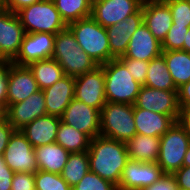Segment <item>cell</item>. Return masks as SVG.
<instances>
[{
	"instance_id": "9a60e30c",
	"label": "cell",
	"mask_w": 190,
	"mask_h": 190,
	"mask_svg": "<svg viewBox=\"0 0 190 190\" xmlns=\"http://www.w3.org/2000/svg\"><path fill=\"white\" fill-rule=\"evenodd\" d=\"M55 34L25 33L18 55L13 64L28 66L30 63L52 58Z\"/></svg>"
},
{
	"instance_id": "ba28073f",
	"label": "cell",
	"mask_w": 190,
	"mask_h": 190,
	"mask_svg": "<svg viewBox=\"0 0 190 190\" xmlns=\"http://www.w3.org/2000/svg\"><path fill=\"white\" fill-rule=\"evenodd\" d=\"M3 156L13 172L35 173L38 170L34 147L21 130H15L10 136Z\"/></svg>"
},
{
	"instance_id": "52a82bcc",
	"label": "cell",
	"mask_w": 190,
	"mask_h": 190,
	"mask_svg": "<svg viewBox=\"0 0 190 190\" xmlns=\"http://www.w3.org/2000/svg\"><path fill=\"white\" fill-rule=\"evenodd\" d=\"M190 144V136L185 127L176 121L160 137L159 157L157 164L165 174H173L183 166L184 156Z\"/></svg>"
},
{
	"instance_id": "30bf717a",
	"label": "cell",
	"mask_w": 190,
	"mask_h": 190,
	"mask_svg": "<svg viewBox=\"0 0 190 190\" xmlns=\"http://www.w3.org/2000/svg\"><path fill=\"white\" fill-rule=\"evenodd\" d=\"M157 162H139L129 159L123 169L117 190H142L164 176Z\"/></svg>"
},
{
	"instance_id": "f1b7e54d",
	"label": "cell",
	"mask_w": 190,
	"mask_h": 190,
	"mask_svg": "<svg viewBox=\"0 0 190 190\" xmlns=\"http://www.w3.org/2000/svg\"><path fill=\"white\" fill-rule=\"evenodd\" d=\"M28 67L32 71L40 90L52 86L64 76L62 67L53 58L32 62Z\"/></svg>"
},
{
	"instance_id": "484cf974",
	"label": "cell",
	"mask_w": 190,
	"mask_h": 190,
	"mask_svg": "<svg viewBox=\"0 0 190 190\" xmlns=\"http://www.w3.org/2000/svg\"><path fill=\"white\" fill-rule=\"evenodd\" d=\"M162 55L178 89L190 81V52L184 50H162Z\"/></svg>"
},
{
	"instance_id": "9c48e42d",
	"label": "cell",
	"mask_w": 190,
	"mask_h": 190,
	"mask_svg": "<svg viewBox=\"0 0 190 190\" xmlns=\"http://www.w3.org/2000/svg\"><path fill=\"white\" fill-rule=\"evenodd\" d=\"M134 105L137 108L172 116L176 121L180 119L178 90H161L142 85Z\"/></svg>"
},
{
	"instance_id": "7a4b0ae2",
	"label": "cell",
	"mask_w": 190,
	"mask_h": 190,
	"mask_svg": "<svg viewBox=\"0 0 190 190\" xmlns=\"http://www.w3.org/2000/svg\"><path fill=\"white\" fill-rule=\"evenodd\" d=\"M52 58L62 67L64 75L72 77L90 72L98 66V64L82 50L68 27L55 34Z\"/></svg>"
},
{
	"instance_id": "277c9868",
	"label": "cell",
	"mask_w": 190,
	"mask_h": 190,
	"mask_svg": "<svg viewBox=\"0 0 190 190\" xmlns=\"http://www.w3.org/2000/svg\"><path fill=\"white\" fill-rule=\"evenodd\" d=\"M76 38L79 46L98 66L110 61V46L106 28L91 16L71 22L67 26Z\"/></svg>"
},
{
	"instance_id": "e0dca14e",
	"label": "cell",
	"mask_w": 190,
	"mask_h": 190,
	"mask_svg": "<svg viewBox=\"0 0 190 190\" xmlns=\"http://www.w3.org/2000/svg\"><path fill=\"white\" fill-rule=\"evenodd\" d=\"M143 23L142 7L129 15L126 19L114 25L106 27L109 46L110 60L123 56L133 33Z\"/></svg>"
},
{
	"instance_id": "d6a6232c",
	"label": "cell",
	"mask_w": 190,
	"mask_h": 190,
	"mask_svg": "<svg viewBox=\"0 0 190 190\" xmlns=\"http://www.w3.org/2000/svg\"><path fill=\"white\" fill-rule=\"evenodd\" d=\"M71 190H117V186L89 170Z\"/></svg>"
},
{
	"instance_id": "8d00e7d4",
	"label": "cell",
	"mask_w": 190,
	"mask_h": 190,
	"mask_svg": "<svg viewBox=\"0 0 190 190\" xmlns=\"http://www.w3.org/2000/svg\"><path fill=\"white\" fill-rule=\"evenodd\" d=\"M35 181L34 173H25V172H15L11 190H34Z\"/></svg>"
},
{
	"instance_id": "7dc6e473",
	"label": "cell",
	"mask_w": 190,
	"mask_h": 190,
	"mask_svg": "<svg viewBox=\"0 0 190 190\" xmlns=\"http://www.w3.org/2000/svg\"><path fill=\"white\" fill-rule=\"evenodd\" d=\"M183 166H190V144L188 150L184 156Z\"/></svg>"
},
{
	"instance_id": "4dcf8cb0",
	"label": "cell",
	"mask_w": 190,
	"mask_h": 190,
	"mask_svg": "<svg viewBox=\"0 0 190 190\" xmlns=\"http://www.w3.org/2000/svg\"><path fill=\"white\" fill-rule=\"evenodd\" d=\"M62 19L68 25L71 22L91 16L93 0H53Z\"/></svg>"
},
{
	"instance_id": "681fc988",
	"label": "cell",
	"mask_w": 190,
	"mask_h": 190,
	"mask_svg": "<svg viewBox=\"0 0 190 190\" xmlns=\"http://www.w3.org/2000/svg\"><path fill=\"white\" fill-rule=\"evenodd\" d=\"M4 117V110L0 107V120Z\"/></svg>"
},
{
	"instance_id": "83f0119b",
	"label": "cell",
	"mask_w": 190,
	"mask_h": 190,
	"mask_svg": "<svg viewBox=\"0 0 190 190\" xmlns=\"http://www.w3.org/2000/svg\"><path fill=\"white\" fill-rule=\"evenodd\" d=\"M144 86L161 90H178L172 80L162 54L149 61Z\"/></svg>"
},
{
	"instance_id": "7bdbcfd3",
	"label": "cell",
	"mask_w": 190,
	"mask_h": 190,
	"mask_svg": "<svg viewBox=\"0 0 190 190\" xmlns=\"http://www.w3.org/2000/svg\"><path fill=\"white\" fill-rule=\"evenodd\" d=\"M40 0H3L1 8L16 13L20 9L32 5Z\"/></svg>"
},
{
	"instance_id": "f35d334b",
	"label": "cell",
	"mask_w": 190,
	"mask_h": 190,
	"mask_svg": "<svg viewBox=\"0 0 190 190\" xmlns=\"http://www.w3.org/2000/svg\"><path fill=\"white\" fill-rule=\"evenodd\" d=\"M13 172L5 163L3 155H0V190H11Z\"/></svg>"
},
{
	"instance_id": "cb8c5ba5",
	"label": "cell",
	"mask_w": 190,
	"mask_h": 190,
	"mask_svg": "<svg viewBox=\"0 0 190 190\" xmlns=\"http://www.w3.org/2000/svg\"><path fill=\"white\" fill-rule=\"evenodd\" d=\"M37 169L61 174L70 153L56 142L34 148Z\"/></svg>"
},
{
	"instance_id": "ee69618b",
	"label": "cell",
	"mask_w": 190,
	"mask_h": 190,
	"mask_svg": "<svg viewBox=\"0 0 190 190\" xmlns=\"http://www.w3.org/2000/svg\"><path fill=\"white\" fill-rule=\"evenodd\" d=\"M178 102L181 110L190 108V81L178 88Z\"/></svg>"
},
{
	"instance_id": "60d3db41",
	"label": "cell",
	"mask_w": 190,
	"mask_h": 190,
	"mask_svg": "<svg viewBox=\"0 0 190 190\" xmlns=\"http://www.w3.org/2000/svg\"><path fill=\"white\" fill-rule=\"evenodd\" d=\"M14 131H15V129L3 117L0 120V155L4 154V151L9 142L10 136L13 134Z\"/></svg>"
},
{
	"instance_id": "ab89813d",
	"label": "cell",
	"mask_w": 190,
	"mask_h": 190,
	"mask_svg": "<svg viewBox=\"0 0 190 190\" xmlns=\"http://www.w3.org/2000/svg\"><path fill=\"white\" fill-rule=\"evenodd\" d=\"M142 190H178V187L172 174H164L157 182Z\"/></svg>"
},
{
	"instance_id": "5b68a950",
	"label": "cell",
	"mask_w": 190,
	"mask_h": 190,
	"mask_svg": "<svg viewBox=\"0 0 190 190\" xmlns=\"http://www.w3.org/2000/svg\"><path fill=\"white\" fill-rule=\"evenodd\" d=\"M25 33L57 34L67 28L53 0H40L16 12Z\"/></svg>"
},
{
	"instance_id": "d6986e66",
	"label": "cell",
	"mask_w": 190,
	"mask_h": 190,
	"mask_svg": "<svg viewBox=\"0 0 190 190\" xmlns=\"http://www.w3.org/2000/svg\"><path fill=\"white\" fill-rule=\"evenodd\" d=\"M162 54L161 42H159L142 23L133 33L128 43L125 54L119 58H132L141 61H150Z\"/></svg>"
},
{
	"instance_id": "1f68e13d",
	"label": "cell",
	"mask_w": 190,
	"mask_h": 190,
	"mask_svg": "<svg viewBox=\"0 0 190 190\" xmlns=\"http://www.w3.org/2000/svg\"><path fill=\"white\" fill-rule=\"evenodd\" d=\"M35 189L37 190H71L61 174L37 170L34 173Z\"/></svg>"
},
{
	"instance_id": "bcb514c9",
	"label": "cell",
	"mask_w": 190,
	"mask_h": 190,
	"mask_svg": "<svg viewBox=\"0 0 190 190\" xmlns=\"http://www.w3.org/2000/svg\"><path fill=\"white\" fill-rule=\"evenodd\" d=\"M183 50L186 52H190V27H189V30L187 31L186 37L184 39Z\"/></svg>"
},
{
	"instance_id": "4fadbf2b",
	"label": "cell",
	"mask_w": 190,
	"mask_h": 190,
	"mask_svg": "<svg viewBox=\"0 0 190 190\" xmlns=\"http://www.w3.org/2000/svg\"><path fill=\"white\" fill-rule=\"evenodd\" d=\"M142 4V0H93L91 17L106 28L136 13Z\"/></svg>"
},
{
	"instance_id": "74e56055",
	"label": "cell",
	"mask_w": 190,
	"mask_h": 190,
	"mask_svg": "<svg viewBox=\"0 0 190 190\" xmlns=\"http://www.w3.org/2000/svg\"><path fill=\"white\" fill-rule=\"evenodd\" d=\"M10 73V61L0 63V107H7L8 76Z\"/></svg>"
},
{
	"instance_id": "f546056e",
	"label": "cell",
	"mask_w": 190,
	"mask_h": 190,
	"mask_svg": "<svg viewBox=\"0 0 190 190\" xmlns=\"http://www.w3.org/2000/svg\"><path fill=\"white\" fill-rule=\"evenodd\" d=\"M90 170L88 151L80 153H70L61 173L62 178L72 188Z\"/></svg>"
},
{
	"instance_id": "8fae6325",
	"label": "cell",
	"mask_w": 190,
	"mask_h": 190,
	"mask_svg": "<svg viewBox=\"0 0 190 190\" xmlns=\"http://www.w3.org/2000/svg\"><path fill=\"white\" fill-rule=\"evenodd\" d=\"M74 98L101 111L107 102L105 75L101 66H97L94 70L75 77Z\"/></svg>"
},
{
	"instance_id": "f6af8a7d",
	"label": "cell",
	"mask_w": 190,
	"mask_h": 190,
	"mask_svg": "<svg viewBox=\"0 0 190 190\" xmlns=\"http://www.w3.org/2000/svg\"><path fill=\"white\" fill-rule=\"evenodd\" d=\"M179 122L185 127L190 136V108H184L181 110Z\"/></svg>"
},
{
	"instance_id": "6da1fadb",
	"label": "cell",
	"mask_w": 190,
	"mask_h": 190,
	"mask_svg": "<svg viewBox=\"0 0 190 190\" xmlns=\"http://www.w3.org/2000/svg\"><path fill=\"white\" fill-rule=\"evenodd\" d=\"M90 171L118 186L129 154L126 143L104 136H96L88 149Z\"/></svg>"
},
{
	"instance_id": "3957f363",
	"label": "cell",
	"mask_w": 190,
	"mask_h": 190,
	"mask_svg": "<svg viewBox=\"0 0 190 190\" xmlns=\"http://www.w3.org/2000/svg\"><path fill=\"white\" fill-rule=\"evenodd\" d=\"M100 66L105 75L106 101L134 105L142 85L134 80L125 64L114 58Z\"/></svg>"
},
{
	"instance_id": "2e32d148",
	"label": "cell",
	"mask_w": 190,
	"mask_h": 190,
	"mask_svg": "<svg viewBox=\"0 0 190 190\" xmlns=\"http://www.w3.org/2000/svg\"><path fill=\"white\" fill-rule=\"evenodd\" d=\"M44 99L43 91H36L24 101L7 106L4 118L15 130H21L26 124L47 114Z\"/></svg>"
},
{
	"instance_id": "8992f818",
	"label": "cell",
	"mask_w": 190,
	"mask_h": 190,
	"mask_svg": "<svg viewBox=\"0 0 190 190\" xmlns=\"http://www.w3.org/2000/svg\"><path fill=\"white\" fill-rule=\"evenodd\" d=\"M100 135L127 142L137 134L134 105L106 102L100 111Z\"/></svg>"
},
{
	"instance_id": "44dd1931",
	"label": "cell",
	"mask_w": 190,
	"mask_h": 190,
	"mask_svg": "<svg viewBox=\"0 0 190 190\" xmlns=\"http://www.w3.org/2000/svg\"><path fill=\"white\" fill-rule=\"evenodd\" d=\"M142 13L143 23L152 35L162 43L173 24L172 13L168 4L166 2L143 3Z\"/></svg>"
},
{
	"instance_id": "603a6c76",
	"label": "cell",
	"mask_w": 190,
	"mask_h": 190,
	"mask_svg": "<svg viewBox=\"0 0 190 190\" xmlns=\"http://www.w3.org/2000/svg\"><path fill=\"white\" fill-rule=\"evenodd\" d=\"M134 122L137 134L162 137L176 120L172 116L137 108L134 105Z\"/></svg>"
},
{
	"instance_id": "ac0fdd59",
	"label": "cell",
	"mask_w": 190,
	"mask_h": 190,
	"mask_svg": "<svg viewBox=\"0 0 190 190\" xmlns=\"http://www.w3.org/2000/svg\"><path fill=\"white\" fill-rule=\"evenodd\" d=\"M39 90L38 83L29 67L16 65L10 61L7 106L24 101Z\"/></svg>"
},
{
	"instance_id": "836d02e7",
	"label": "cell",
	"mask_w": 190,
	"mask_h": 190,
	"mask_svg": "<svg viewBox=\"0 0 190 190\" xmlns=\"http://www.w3.org/2000/svg\"><path fill=\"white\" fill-rule=\"evenodd\" d=\"M190 26L172 24L161 43L162 50H183V43Z\"/></svg>"
},
{
	"instance_id": "b9f144b4",
	"label": "cell",
	"mask_w": 190,
	"mask_h": 190,
	"mask_svg": "<svg viewBox=\"0 0 190 190\" xmlns=\"http://www.w3.org/2000/svg\"><path fill=\"white\" fill-rule=\"evenodd\" d=\"M172 175L176 180V185L178 189L190 190V166H182Z\"/></svg>"
},
{
	"instance_id": "7402d4cb",
	"label": "cell",
	"mask_w": 190,
	"mask_h": 190,
	"mask_svg": "<svg viewBox=\"0 0 190 190\" xmlns=\"http://www.w3.org/2000/svg\"><path fill=\"white\" fill-rule=\"evenodd\" d=\"M61 118L46 114L26 124L21 132L31 145L35 147L52 144L56 141V134Z\"/></svg>"
},
{
	"instance_id": "4316f807",
	"label": "cell",
	"mask_w": 190,
	"mask_h": 190,
	"mask_svg": "<svg viewBox=\"0 0 190 190\" xmlns=\"http://www.w3.org/2000/svg\"><path fill=\"white\" fill-rule=\"evenodd\" d=\"M90 141L91 138L88 135L60 121L55 142L66 149L69 153L88 151Z\"/></svg>"
},
{
	"instance_id": "d590c367",
	"label": "cell",
	"mask_w": 190,
	"mask_h": 190,
	"mask_svg": "<svg viewBox=\"0 0 190 190\" xmlns=\"http://www.w3.org/2000/svg\"><path fill=\"white\" fill-rule=\"evenodd\" d=\"M127 67L134 80L139 82L141 85L145 84L147 77V69L149 61H141L139 59L132 58H119Z\"/></svg>"
},
{
	"instance_id": "c3c4849f",
	"label": "cell",
	"mask_w": 190,
	"mask_h": 190,
	"mask_svg": "<svg viewBox=\"0 0 190 190\" xmlns=\"http://www.w3.org/2000/svg\"><path fill=\"white\" fill-rule=\"evenodd\" d=\"M168 0H142V3H159V2H167Z\"/></svg>"
},
{
	"instance_id": "5bb4252c",
	"label": "cell",
	"mask_w": 190,
	"mask_h": 190,
	"mask_svg": "<svg viewBox=\"0 0 190 190\" xmlns=\"http://www.w3.org/2000/svg\"><path fill=\"white\" fill-rule=\"evenodd\" d=\"M100 116V110L74 98L66 107L61 121L93 139L100 135Z\"/></svg>"
},
{
	"instance_id": "ffe728a7",
	"label": "cell",
	"mask_w": 190,
	"mask_h": 190,
	"mask_svg": "<svg viewBox=\"0 0 190 190\" xmlns=\"http://www.w3.org/2000/svg\"><path fill=\"white\" fill-rule=\"evenodd\" d=\"M75 77L64 75L52 86L45 88L46 112L49 115L62 117L66 107L74 99Z\"/></svg>"
},
{
	"instance_id": "7c38bea8",
	"label": "cell",
	"mask_w": 190,
	"mask_h": 190,
	"mask_svg": "<svg viewBox=\"0 0 190 190\" xmlns=\"http://www.w3.org/2000/svg\"><path fill=\"white\" fill-rule=\"evenodd\" d=\"M24 28L17 14L0 7V59L13 61L19 53Z\"/></svg>"
},
{
	"instance_id": "e575fe53",
	"label": "cell",
	"mask_w": 190,
	"mask_h": 190,
	"mask_svg": "<svg viewBox=\"0 0 190 190\" xmlns=\"http://www.w3.org/2000/svg\"><path fill=\"white\" fill-rule=\"evenodd\" d=\"M171 10L173 24L190 26V1L168 0L166 2Z\"/></svg>"
},
{
	"instance_id": "d4e9b609",
	"label": "cell",
	"mask_w": 190,
	"mask_h": 190,
	"mask_svg": "<svg viewBox=\"0 0 190 190\" xmlns=\"http://www.w3.org/2000/svg\"><path fill=\"white\" fill-rule=\"evenodd\" d=\"M160 137L135 134L126 142L129 159L139 162H157Z\"/></svg>"
}]
</instances>
